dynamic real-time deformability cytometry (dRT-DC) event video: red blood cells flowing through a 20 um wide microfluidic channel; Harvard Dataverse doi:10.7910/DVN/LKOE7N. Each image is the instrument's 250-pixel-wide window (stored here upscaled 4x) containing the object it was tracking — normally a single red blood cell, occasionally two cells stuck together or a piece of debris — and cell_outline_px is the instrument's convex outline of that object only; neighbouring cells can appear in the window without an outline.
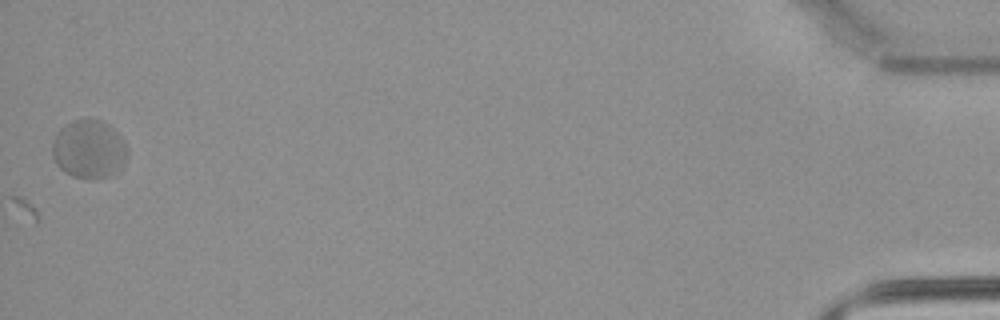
{"species": "common noctule bat (a hibernating species)", "species_latin": "Nyctalus noctula", "temperature_condition": "warm", "stored_images_in_passage": 26, "camera_frame_rate_fps": 3000, "um_per_image_px": 0.085, "animal": {"sex": "male", "body_mass_g": 21.5, "forearm_length_mm": 52.0}, "frame": {"image": 1, "passage_image": 26, "time_ms": 8.333, "image_size_px": [1000, 320], "cell_outline_px": [[128, 152], [124, 164], [116, 172], [108, 176], [72, 176], [64, 172], [56, 164], [52, 156], [52, 140], [56, 132], [64, 124], [72, 120], [100, 120], [108, 124], [124, 140], [128, 148]], "centroid_in_image_um": [7.54, 12.65], "position_along_channel_um": 427.7, "area_um2": 25.37}}